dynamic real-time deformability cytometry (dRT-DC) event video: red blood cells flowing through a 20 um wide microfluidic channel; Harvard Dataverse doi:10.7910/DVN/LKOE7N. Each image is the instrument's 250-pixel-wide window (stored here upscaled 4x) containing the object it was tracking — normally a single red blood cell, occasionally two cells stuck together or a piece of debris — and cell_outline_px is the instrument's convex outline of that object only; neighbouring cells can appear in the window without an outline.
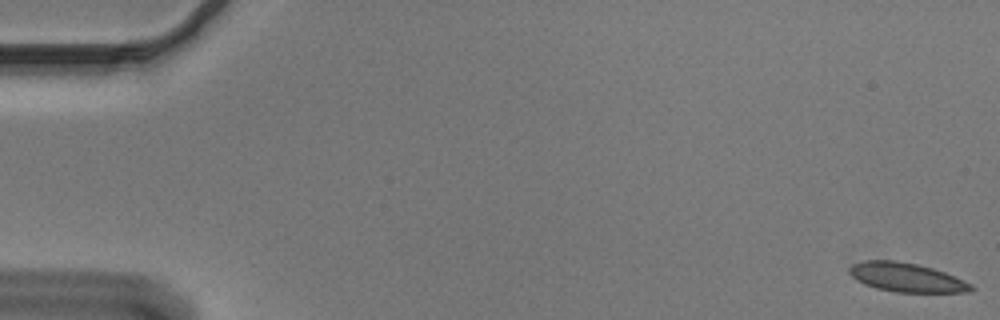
{"species": "Egyptian fruit bat (a non-hibernating species)", "species_latin": "Rousettus aegyptiacus", "temperature_condition": "cold", "stored_images_in_passage": 56, "camera_frame_rate_fps": 3000, "um_per_image_px": 0.085, "animal": {"sex": "male"}, "frame": {"image": 1, "passage_image": 1, "time_ms": 0.0, "image_size_px": [1000, 320], "cell_outline_px": [[976, 288], [968, 292], [896, 292], [876, 288], [864, 284], [852, 276], [848, 268], [852, 264], [864, 260], [896, 260], [916, 264], [932, 268], [944, 272], [964, 280], [972, 284]], "centroid_in_image_um": [77.06, 23.58], "position_along_channel_um": 7.9, "area_um2": 20.52}}
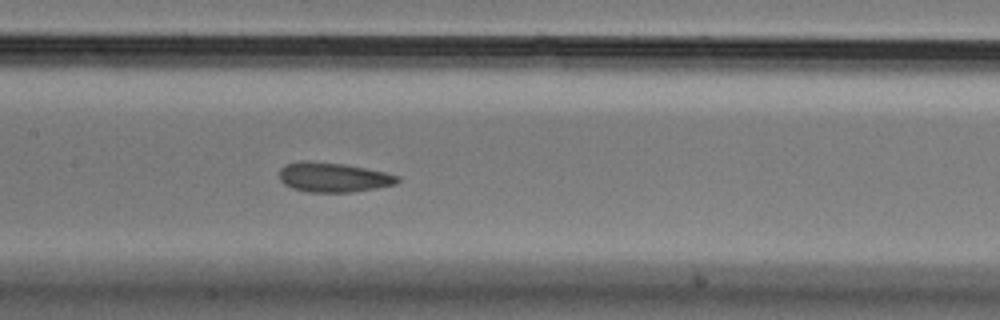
{"frame": {"image": 2, "passage_image": 27, "time_ms": 8.667, "image_size_px": [1000, 320], "cell_outline_px": [[400, 180], [396, 184], [376, 188], [352, 192], [308, 192], [292, 188], [284, 184], [280, 180], [280, 168], [284, 164], [308, 160], [344, 164], [384, 172], [400, 176]], "centroid_in_image_um": [28.32, 15.07], "position_along_channel_um": 179.1, "area_um2": 20.4}}
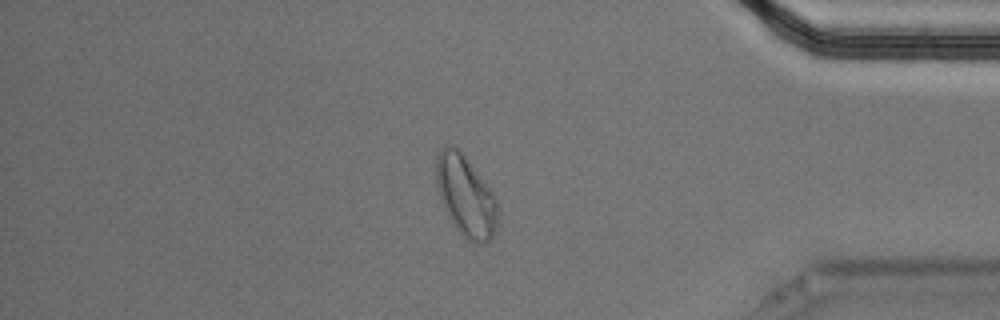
{"frame": {"image": 3, "passage_image": 47, "time_ms": 15.333, "image_size_px": [1000, 320], "cell_outline_px": [[496, 228], [492, 236], [484, 244], [472, 244], [452, 224], [448, 216], [440, 196], [436, 184], [436, 156], [440, 148], [448, 144], [452, 144], [468, 160], [496, 196]], "centroid_in_image_um": [39.56, 16.65], "position_along_channel_um": 395.6, "area_um2": 28.73}}